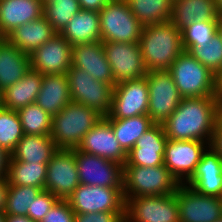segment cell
Here are the masks:
<instances>
[{
    "mask_svg": "<svg viewBox=\"0 0 222 222\" xmlns=\"http://www.w3.org/2000/svg\"><path fill=\"white\" fill-rule=\"evenodd\" d=\"M47 164L27 163L10 159L7 181L9 185L33 186L44 190Z\"/></svg>",
    "mask_w": 222,
    "mask_h": 222,
    "instance_id": "obj_31",
    "label": "cell"
},
{
    "mask_svg": "<svg viewBox=\"0 0 222 222\" xmlns=\"http://www.w3.org/2000/svg\"><path fill=\"white\" fill-rule=\"evenodd\" d=\"M207 144L197 140L168 139L165 146L164 165L180 184H184L192 176L202 153L209 146Z\"/></svg>",
    "mask_w": 222,
    "mask_h": 222,
    "instance_id": "obj_16",
    "label": "cell"
},
{
    "mask_svg": "<svg viewBox=\"0 0 222 222\" xmlns=\"http://www.w3.org/2000/svg\"><path fill=\"white\" fill-rule=\"evenodd\" d=\"M75 213L67 200L59 199L41 222H74Z\"/></svg>",
    "mask_w": 222,
    "mask_h": 222,
    "instance_id": "obj_40",
    "label": "cell"
},
{
    "mask_svg": "<svg viewBox=\"0 0 222 222\" xmlns=\"http://www.w3.org/2000/svg\"><path fill=\"white\" fill-rule=\"evenodd\" d=\"M114 76V86L147 74L139 43L102 42Z\"/></svg>",
    "mask_w": 222,
    "mask_h": 222,
    "instance_id": "obj_14",
    "label": "cell"
},
{
    "mask_svg": "<svg viewBox=\"0 0 222 222\" xmlns=\"http://www.w3.org/2000/svg\"><path fill=\"white\" fill-rule=\"evenodd\" d=\"M211 146L222 157V123L218 120L213 134Z\"/></svg>",
    "mask_w": 222,
    "mask_h": 222,
    "instance_id": "obj_44",
    "label": "cell"
},
{
    "mask_svg": "<svg viewBox=\"0 0 222 222\" xmlns=\"http://www.w3.org/2000/svg\"><path fill=\"white\" fill-rule=\"evenodd\" d=\"M182 98L217 96L218 77L184 50L168 69Z\"/></svg>",
    "mask_w": 222,
    "mask_h": 222,
    "instance_id": "obj_4",
    "label": "cell"
},
{
    "mask_svg": "<svg viewBox=\"0 0 222 222\" xmlns=\"http://www.w3.org/2000/svg\"><path fill=\"white\" fill-rule=\"evenodd\" d=\"M11 153L0 146V181L7 179Z\"/></svg>",
    "mask_w": 222,
    "mask_h": 222,
    "instance_id": "obj_42",
    "label": "cell"
},
{
    "mask_svg": "<svg viewBox=\"0 0 222 222\" xmlns=\"http://www.w3.org/2000/svg\"><path fill=\"white\" fill-rule=\"evenodd\" d=\"M126 222H180L175 193L128 198Z\"/></svg>",
    "mask_w": 222,
    "mask_h": 222,
    "instance_id": "obj_9",
    "label": "cell"
},
{
    "mask_svg": "<svg viewBox=\"0 0 222 222\" xmlns=\"http://www.w3.org/2000/svg\"><path fill=\"white\" fill-rule=\"evenodd\" d=\"M5 222H35L28 216L5 214Z\"/></svg>",
    "mask_w": 222,
    "mask_h": 222,
    "instance_id": "obj_46",
    "label": "cell"
},
{
    "mask_svg": "<svg viewBox=\"0 0 222 222\" xmlns=\"http://www.w3.org/2000/svg\"><path fill=\"white\" fill-rule=\"evenodd\" d=\"M149 103L146 76L113 87L111 110L105 119H126L147 115Z\"/></svg>",
    "mask_w": 222,
    "mask_h": 222,
    "instance_id": "obj_12",
    "label": "cell"
},
{
    "mask_svg": "<svg viewBox=\"0 0 222 222\" xmlns=\"http://www.w3.org/2000/svg\"><path fill=\"white\" fill-rule=\"evenodd\" d=\"M30 69V56L6 37H0V91L15 84Z\"/></svg>",
    "mask_w": 222,
    "mask_h": 222,
    "instance_id": "obj_23",
    "label": "cell"
},
{
    "mask_svg": "<svg viewBox=\"0 0 222 222\" xmlns=\"http://www.w3.org/2000/svg\"><path fill=\"white\" fill-rule=\"evenodd\" d=\"M139 45L147 72L168 70L184 51L182 31L171 21L143 26Z\"/></svg>",
    "mask_w": 222,
    "mask_h": 222,
    "instance_id": "obj_2",
    "label": "cell"
},
{
    "mask_svg": "<svg viewBox=\"0 0 222 222\" xmlns=\"http://www.w3.org/2000/svg\"><path fill=\"white\" fill-rule=\"evenodd\" d=\"M182 45L184 50L208 44L217 34V21H195L182 30Z\"/></svg>",
    "mask_w": 222,
    "mask_h": 222,
    "instance_id": "obj_38",
    "label": "cell"
},
{
    "mask_svg": "<svg viewBox=\"0 0 222 222\" xmlns=\"http://www.w3.org/2000/svg\"><path fill=\"white\" fill-rule=\"evenodd\" d=\"M106 120L111 124L115 137L126 153H128L134 147L136 141L155 124L148 115Z\"/></svg>",
    "mask_w": 222,
    "mask_h": 222,
    "instance_id": "obj_30",
    "label": "cell"
},
{
    "mask_svg": "<svg viewBox=\"0 0 222 222\" xmlns=\"http://www.w3.org/2000/svg\"><path fill=\"white\" fill-rule=\"evenodd\" d=\"M130 11L139 22L145 25L159 24L170 21L172 0H125Z\"/></svg>",
    "mask_w": 222,
    "mask_h": 222,
    "instance_id": "obj_32",
    "label": "cell"
},
{
    "mask_svg": "<svg viewBox=\"0 0 222 222\" xmlns=\"http://www.w3.org/2000/svg\"><path fill=\"white\" fill-rule=\"evenodd\" d=\"M98 13L102 42L139 43L143 25L125 0H110Z\"/></svg>",
    "mask_w": 222,
    "mask_h": 222,
    "instance_id": "obj_6",
    "label": "cell"
},
{
    "mask_svg": "<svg viewBox=\"0 0 222 222\" xmlns=\"http://www.w3.org/2000/svg\"><path fill=\"white\" fill-rule=\"evenodd\" d=\"M218 121V97L182 98L173 114L162 124L170 140H197L211 145Z\"/></svg>",
    "mask_w": 222,
    "mask_h": 222,
    "instance_id": "obj_1",
    "label": "cell"
},
{
    "mask_svg": "<svg viewBox=\"0 0 222 222\" xmlns=\"http://www.w3.org/2000/svg\"><path fill=\"white\" fill-rule=\"evenodd\" d=\"M187 51L217 77L222 74V39L218 34L208 44Z\"/></svg>",
    "mask_w": 222,
    "mask_h": 222,
    "instance_id": "obj_36",
    "label": "cell"
},
{
    "mask_svg": "<svg viewBox=\"0 0 222 222\" xmlns=\"http://www.w3.org/2000/svg\"><path fill=\"white\" fill-rule=\"evenodd\" d=\"M82 10L99 12L110 0H78Z\"/></svg>",
    "mask_w": 222,
    "mask_h": 222,
    "instance_id": "obj_43",
    "label": "cell"
},
{
    "mask_svg": "<svg viewBox=\"0 0 222 222\" xmlns=\"http://www.w3.org/2000/svg\"><path fill=\"white\" fill-rule=\"evenodd\" d=\"M218 16L215 0H174L170 21L182 30L195 21H217Z\"/></svg>",
    "mask_w": 222,
    "mask_h": 222,
    "instance_id": "obj_27",
    "label": "cell"
},
{
    "mask_svg": "<svg viewBox=\"0 0 222 222\" xmlns=\"http://www.w3.org/2000/svg\"><path fill=\"white\" fill-rule=\"evenodd\" d=\"M58 200L51 192L42 190L33 200L31 210H27V216L35 222H41Z\"/></svg>",
    "mask_w": 222,
    "mask_h": 222,
    "instance_id": "obj_39",
    "label": "cell"
},
{
    "mask_svg": "<svg viewBox=\"0 0 222 222\" xmlns=\"http://www.w3.org/2000/svg\"><path fill=\"white\" fill-rule=\"evenodd\" d=\"M23 129L17 111L0 108V146L11 153L23 137Z\"/></svg>",
    "mask_w": 222,
    "mask_h": 222,
    "instance_id": "obj_35",
    "label": "cell"
},
{
    "mask_svg": "<svg viewBox=\"0 0 222 222\" xmlns=\"http://www.w3.org/2000/svg\"><path fill=\"white\" fill-rule=\"evenodd\" d=\"M179 186L180 183L165 165L124 166L123 196L125 201L133 197L172 194Z\"/></svg>",
    "mask_w": 222,
    "mask_h": 222,
    "instance_id": "obj_5",
    "label": "cell"
},
{
    "mask_svg": "<svg viewBox=\"0 0 222 222\" xmlns=\"http://www.w3.org/2000/svg\"><path fill=\"white\" fill-rule=\"evenodd\" d=\"M217 34L222 39V15H219L217 19Z\"/></svg>",
    "mask_w": 222,
    "mask_h": 222,
    "instance_id": "obj_48",
    "label": "cell"
},
{
    "mask_svg": "<svg viewBox=\"0 0 222 222\" xmlns=\"http://www.w3.org/2000/svg\"><path fill=\"white\" fill-rule=\"evenodd\" d=\"M168 138L162 124H154L127 153L124 166L156 167L164 165Z\"/></svg>",
    "mask_w": 222,
    "mask_h": 222,
    "instance_id": "obj_19",
    "label": "cell"
},
{
    "mask_svg": "<svg viewBox=\"0 0 222 222\" xmlns=\"http://www.w3.org/2000/svg\"><path fill=\"white\" fill-rule=\"evenodd\" d=\"M74 222H126L125 211L75 213Z\"/></svg>",
    "mask_w": 222,
    "mask_h": 222,
    "instance_id": "obj_41",
    "label": "cell"
},
{
    "mask_svg": "<svg viewBox=\"0 0 222 222\" xmlns=\"http://www.w3.org/2000/svg\"><path fill=\"white\" fill-rule=\"evenodd\" d=\"M2 107V94H1V91H0V108Z\"/></svg>",
    "mask_w": 222,
    "mask_h": 222,
    "instance_id": "obj_53",
    "label": "cell"
},
{
    "mask_svg": "<svg viewBox=\"0 0 222 222\" xmlns=\"http://www.w3.org/2000/svg\"><path fill=\"white\" fill-rule=\"evenodd\" d=\"M42 0H0V37L43 16Z\"/></svg>",
    "mask_w": 222,
    "mask_h": 222,
    "instance_id": "obj_22",
    "label": "cell"
},
{
    "mask_svg": "<svg viewBox=\"0 0 222 222\" xmlns=\"http://www.w3.org/2000/svg\"><path fill=\"white\" fill-rule=\"evenodd\" d=\"M218 101H222V74L218 77Z\"/></svg>",
    "mask_w": 222,
    "mask_h": 222,
    "instance_id": "obj_47",
    "label": "cell"
},
{
    "mask_svg": "<svg viewBox=\"0 0 222 222\" xmlns=\"http://www.w3.org/2000/svg\"><path fill=\"white\" fill-rule=\"evenodd\" d=\"M73 102L94 109L103 117L111 110L113 87L95 80L85 70L71 67L66 73Z\"/></svg>",
    "mask_w": 222,
    "mask_h": 222,
    "instance_id": "obj_7",
    "label": "cell"
},
{
    "mask_svg": "<svg viewBox=\"0 0 222 222\" xmlns=\"http://www.w3.org/2000/svg\"><path fill=\"white\" fill-rule=\"evenodd\" d=\"M71 67L85 70L95 80L114 87V76L107 61L102 41H95L72 46Z\"/></svg>",
    "mask_w": 222,
    "mask_h": 222,
    "instance_id": "obj_21",
    "label": "cell"
},
{
    "mask_svg": "<svg viewBox=\"0 0 222 222\" xmlns=\"http://www.w3.org/2000/svg\"><path fill=\"white\" fill-rule=\"evenodd\" d=\"M218 120L222 123V101H218Z\"/></svg>",
    "mask_w": 222,
    "mask_h": 222,
    "instance_id": "obj_49",
    "label": "cell"
},
{
    "mask_svg": "<svg viewBox=\"0 0 222 222\" xmlns=\"http://www.w3.org/2000/svg\"><path fill=\"white\" fill-rule=\"evenodd\" d=\"M81 10L78 0H54L44 4L43 16L56 33H61L68 22Z\"/></svg>",
    "mask_w": 222,
    "mask_h": 222,
    "instance_id": "obj_34",
    "label": "cell"
},
{
    "mask_svg": "<svg viewBox=\"0 0 222 222\" xmlns=\"http://www.w3.org/2000/svg\"><path fill=\"white\" fill-rule=\"evenodd\" d=\"M71 101L66 74L43 75L36 104L53 117Z\"/></svg>",
    "mask_w": 222,
    "mask_h": 222,
    "instance_id": "obj_24",
    "label": "cell"
},
{
    "mask_svg": "<svg viewBox=\"0 0 222 222\" xmlns=\"http://www.w3.org/2000/svg\"><path fill=\"white\" fill-rule=\"evenodd\" d=\"M17 112L24 134L51 135L52 117L38 104L31 103Z\"/></svg>",
    "mask_w": 222,
    "mask_h": 222,
    "instance_id": "obj_33",
    "label": "cell"
},
{
    "mask_svg": "<svg viewBox=\"0 0 222 222\" xmlns=\"http://www.w3.org/2000/svg\"><path fill=\"white\" fill-rule=\"evenodd\" d=\"M43 74L30 69L15 84L1 92L2 107L18 111L31 103H35L40 92Z\"/></svg>",
    "mask_w": 222,
    "mask_h": 222,
    "instance_id": "obj_26",
    "label": "cell"
},
{
    "mask_svg": "<svg viewBox=\"0 0 222 222\" xmlns=\"http://www.w3.org/2000/svg\"><path fill=\"white\" fill-rule=\"evenodd\" d=\"M180 222H216L222 217V198L202 195L185 184L176 189Z\"/></svg>",
    "mask_w": 222,
    "mask_h": 222,
    "instance_id": "obj_15",
    "label": "cell"
},
{
    "mask_svg": "<svg viewBox=\"0 0 222 222\" xmlns=\"http://www.w3.org/2000/svg\"><path fill=\"white\" fill-rule=\"evenodd\" d=\"M41 191L33 186L9 185L4 214L27 216V210H31L33 200Z\"/></svg>",
    "mask_w": 222,
    "mask_h": 222,
    "instance_id": "obj_37",
    "label": "cell"
},
{
    "mask_svg": "<svg viewBox=\"0 0 222 222\" xmlns=\"http://www.w3.org/2000/svg\"><path fill=\"white\" fill-rule=\"evenodd\" d=\"M9 184L7 179L0 181V212H4L7 203Z\"/></svg>",
    "mask_w": 222,
    "mask_h": 222,
    "instance_id": "obj_45",
    "label": "cell"
},
{
    "mask_svg": "<svg viewBox=\"0 0 222 222\" xmlns=\"http://www.w3.org/2000/svg\"><path fill=\"white\" fill-rule=\"evenodd\" d=\"M217 5V11L219 15H222V0H215Z\"/></svg>",
    "mask_w": 222,
    "mask_h": 222,
    "instance_id": "obj_50",
    "label": "cell"
},
{
    "mask_svg": "<svg viewBox=\"0 0 222 222\" xmlns=\"http://www.w3.org/2000/svg\"><path fill=\"white\" fill-rule=\"evenodd\" d=\"M149 103L147 115L155 124H163L177 109L182 97L168 70L147 72Z\"/></svg>",
    "mask_w": 222,
    "mask_h": 222,
    "instance_id": "obj_8",
    "label": "cell"
},
{
    "mask_svg": "<svg viewBox=\"0 0 222 222\" xmlns=\"http://www.w3.org/2000/svg\"><path fill=\"white\" fill-rule=\"evenodd\" d=\"M58 149L51 135L24 134L11 152L10 159L27 163L48 164Z\"/></svg>",
    "mask_w": 222,
    "mask_h": 222,
    "instance_id": "obj_28",
    "label": "cell"
},
{
    "mask_svg": "<svg viewBox=\"0 0 222 222\" xmlns=\"http://www.w3.org/2000/svg\"><path fill=\"white\" fill-rule=\"evenodd\" d=\"M102 118L94 109L71 101L52 117L51 138L59 149L77 148Z\"/></svg>",
    "mask_w": 222,
    "mask_h": 222,
    "instance_id": "obj_3",
    "label": "cell"
},
{
    "mask_svg": "<svg viewBox=\"0 0 222 222\" xmlns=\"http://www.w3.org/2000/svg\"><path fill=\"white\" fill-rule=\"evenodd\" d=\"M51 1H54V0H42V3L44 5L45 3H48V2H51Z\"/></svg>",
    "mask_w": 222,
    "mask_h": 222,
    "instance_id": "obj_52",
    "label": "cell"
},
{
    "mask_svg": "<svg viewBox=\"0 0 222 222\" xmlns=\"http://www.w3.org/2000/svg\"><path fill=\"white\" fill-rule=\"evenodd\" d=\"M74 213L125 211L123 188L79 184L67 198Z\"/></svg>",
    "mask_w": 222,
    "mask_h": 222,
    "instance_id": "obj_10",
    "label": "cell"
},
{
    "mask_svg": "<svg viewBox=\"0 0 222 222\" xmlns=\"http://www.w3.org/2000/svg\"><path fill=\"white\" fill-rule=\"evenodd\" d=\"M0 222H5V214H4V212H0Z\"/></svg>",
    "mask_w": 222,
    "mask_h": 222,
    "instance_id": "obj_51",
    "label": "cell"
},
{
    "mask_svg": "<svg viewBox=\"0 0 222 222\" xmlns=\"http://www.w3.org/2000/svg\"><path fill=\"white\" fill-rule=\"evenodd\" d=\"M79 183L89 186L123 188L124 166L75 148Z\"/></svg>",
    "mask_w": 222,
    "mask_h": 222,
    "instance_id": "obj_11",
    "label": "cell"
},
{
    "mask_svg": "<svg viewBox=\"0 0 222 222\" xmlns=\"http://www.w3.org/2000/svg\"><path fill=\"white\" fill-rule=\"evenodd\" d=\"M29 56L31 69L43 75L66 74L72 64V45L57 33Z\"/></svg>",
    "mask_w": 222,
    "mask_h": 222,
    "instance_id": "obj_17",
    "label": "cell"
},
{
    "mask_svg": "<svg viewBox=\"0 0 222 222\" xmlns=\"http://www.w3.org/2000/svg\"><path fill=\"white\" fill-rule=\"evenodd\" d=\"M56 34L49 21L42 16L38 20L27 22L15 28L6 38L19 50L30 55Z\"/></svg>",
    "mask_w": 222,
    "mask_h": 222,
    "instance_id": "obj_25",
    "label": "cell"
},
{
    "mask_svg": "<svg viewBox=\"0 0 222 222\" xmlns=\"http://www.w3.org/2000/svg\"><path fill=\"white\" fill-rule=\"evenodd\" d=\"M79 184L75 148L58 149L47 164L44 190L58 199L67 200Z\"/></svg>",
    "mask_w": 222,
    "mask_h": 222,
    "instance_id": "obj_13",
    "label": "cell"
},
{
    "mask_svg": "<svg viewBox=\"0 0 222 222\" xmlns=\"http://www.w3.org/2000/svg\"><path fill=\"white\" fill-rule=\"evenodd\" d=\"M72 46L101 41L100 17L97 11L80 10L60 33Z\"/></svg>",
    "mask_w": 222,
    "mask_h": 222,
    "instance_id": "obj_29",
    "label": "cell"
},
{
    "mask_svg": "<svg viewBox=\"0 0 222 222\" xmlns=\"http://www.w3.org/2000/svg\"><path fill=\"white\" fill-rule=\"evenodd\" d=\"M216 222H222V217L219 220H217Z\"/></svg>",
    "mask_w": 222,
    "mask_h": 222,
    "instance_id": "obj_54",
    "label": "cell"
},
{
    "mask_svg": "<svg viewBox=\"0 0 222 222\" xmlns=\"http://www.w3.org/2000/svg\"><path fill=\"white\" fill-rule=\"evenodd\" d=\"M76 149L123 166L127 158V153L115 137L111 124L104 117L89 130Z\"/></svg>",
    "mask_w": 222,
    "mask_h": 222,
    "instance_id": "obj_18",
    "label": "cell"
},
{
    "mask_svg": "<svg viewBox=\"0 0 222 222\" xmlns=\"http://www.w3.org/2000/svg\"><path fill=\"white\" fill-rule=\"evenodd\" d=\"M195 192L222 198V157L209 145L192 176L184 183Z\"/></svg>",
    "mask_w": 222,
    "mask_h": 222,
    "instance_id": "obj_20",
    "label": "cell"
}]
</instances>
